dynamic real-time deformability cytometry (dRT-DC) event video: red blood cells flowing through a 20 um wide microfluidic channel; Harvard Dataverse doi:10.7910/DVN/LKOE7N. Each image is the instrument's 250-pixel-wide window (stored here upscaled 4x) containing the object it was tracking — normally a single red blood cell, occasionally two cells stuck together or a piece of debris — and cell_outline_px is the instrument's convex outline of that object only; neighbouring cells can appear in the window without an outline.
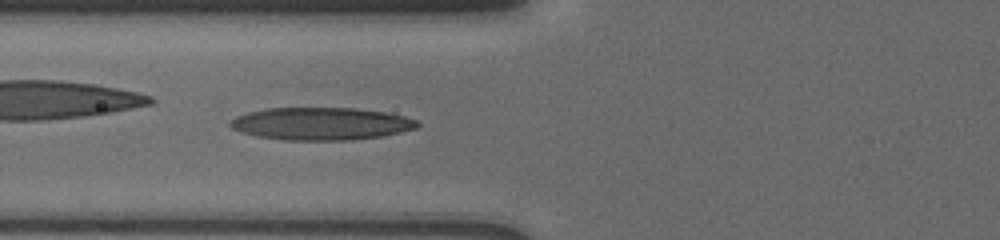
{"species": "human", "species_latin": "Homo sapiens", "temperature_condition": "cold", "stored_images_in_passage": 49, "camera_frame_rate_fps": 3000, "um_per_image_px": 0.085, "donor": {"sex": "male"}, "frame": {"image": 1, "passage_image": 11, "time_ms": 2.0, "image_size_px": [1000, 240], "cell_outline_px": [[420, 124], [416, 128], [400, 132], [380, 136], [352, 140], [284, 140], [256, 136], [240, 132], [232, 128], [228, 124], [236, 116], [248, 112], [264, 108], [356, 108], [388, 112], [404, 116], [416, 120]], "centroid_in_image_um": [27.27, 10.51], "position_along_channel_um": 98.5, "area_um2": 35.6}}
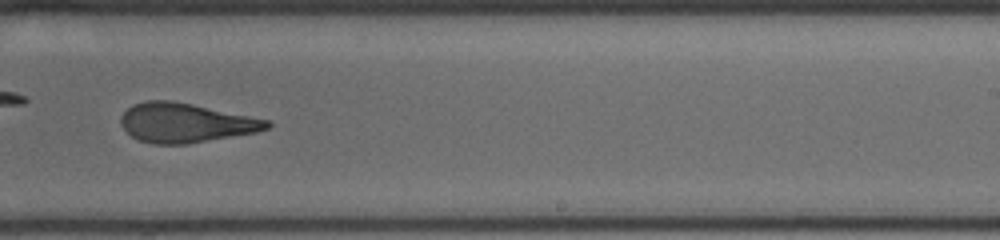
{"frame": {"image": 2, "passage_image": 32, "time_ms": 6.667, "image_size_px": [1000, 240], "cell_outline_px": [[272, 124], [268, 128], [256, 132], [188, 144], [152, 144], [140, 140], [132, 136], [120, 124], [120, 116], [128, 108], [136, 104], [148, 100], [172, 100], [272, 120]], "centroid_in_image_um": [15.8, 10.44], "position_along_channel_um": 273.2, "area_um2": 33.47}}
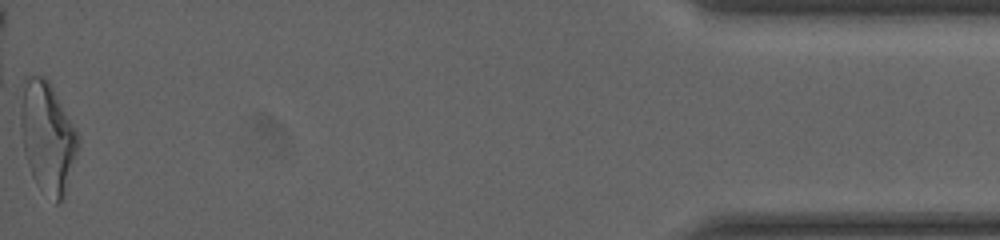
{"frame": {"image": 3, "passage_image": 49, "time_ms": 13.0, "image_size_px": [1000, 240], "cell_outline_px": [[80, 144], [64, 200], [56, 204], [36, 184], [32, 176], [24, 152], [20, 124], [20, 104], [24, 76], [44, 76], [48, 80], [76, 128], [80, 136]], "centroid_in_image_um": [4.05, 11.68], "position_along_channel_um": 431.1, "area_um2": 37.57}, "authors_computed_cell_mechanics": {"area_um2": 34.102, "velocity_mm_per_s": 3.7369, "shape_relaxation_time_tau1_ms": 9.3127, "shape_relaxation_time_tau2_ms": 2.5581, "deformation_change_tau1": 0.2888, "deformation_change_tau2": 0.1246}}